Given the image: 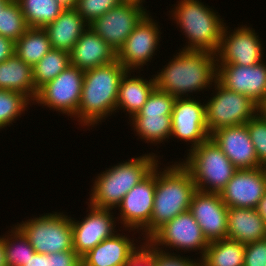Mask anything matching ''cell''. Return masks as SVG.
<instances>
[{"label":"cell","mask_w":266,"mask_h":266,"mask_svg":"<svg viewBox=\"0 0 266 266\" xmlns=\"http://www.w3.org/2000/svg\"><path fill=\"white\" fill-rule=\"evenodd\" d=\"M153 76L158 90L176 98L195 97L194 93L211 90L216 81V54L178 49L173 58Z\"/></svg>","instance_id":"1"},{"label":"cell","mask_w":266,"mask_h":266,"mask_svg":"<svg viewBox=\"0 0 266 266\" xmlns=\"http://www.w3.org/2000/svg\"><path fill=\"white\" fill-rule=\"evenodd\" d=\"M172 163V164H169ZM160 164V165H159ZM156 165V187L150 223L140 232L147 241L160 227L190 209L197 190L190 172L178 160ZM165 166L161 168L160 166Z\"/></svg>","instance_id":"2"},{"label":"cell","mask_w":266,"mask_h":266,"mask_svg":"<svg viewBox=\"0 0 266 266\" xmlns=\"http://www.w3.org/2000/svg\"><path fill=\"white\" fill-rule=\"evenodd\" d=\"M126 71L118 60L84 71L78 125L90 130L116 114L119 84Z\"/></svg>","instance_id":"3"},{"label":"cell","mask_w":266,"mask_h":266,"mask_svg":"<svg viewBox=\"0 0 266 266\" xmlns=\"http://www.w3.org/2000/svg\"><path fill=\"white\" fill-rule=\"evenodd\" d=\"M160 157L151 151L105 168L92 180L86 204L100 209H116L123 197L160 162Z\"/></svg>","instance_id":"4"},{"label":"cell","mask_w":266,"mask_h":266,"mask_svg":"<svg viewBox=\"0 0 266 266\" xmlns=\"http://www.w3.org/2000/svg\"><path fill=\"white\" fill-rule=\"evenodd\" d=\"M176 3L171 6L173 8L168 15L187 39L181 50L216 54L225 26L224 18L214 7L206 6L201 0H178Z\"/></svg>","instance_id":"5"},{"label":"cell","mask_w":266,"mask_h":266,"mask_svg":"<svg viewBox=\"0 0 266 266\" xmlns=\"http://www.w3.org/2000/svg\"><path fill=\"white\" fill-rule=\"evenodd\" d=\"M185 155L179 162L200 191L220 193L238 170L211 137Z\"/></svg>","instance_id":"6"},{"label":"cell","mask_w":266,"mask_h":266,"mask_svg":"<svg viewBox=\"0 0 266 266\" xmlns=\"http://www.w3.org/2000/svg\"><path fill=\"white\" fill-rule=\"evenodd\" d=\"M66 214L61 211L44 212L14 225L28 239L36 253L48 255L73 250L71 216Z\"/></svg>","instance_id":"7"},{"label":"cell","mask_w":266,"mask_h":266,"mask_svg":"<svg viewBox=\"0 0 266 266\" xmlns=\"http://www.w3.org/2000/svg\"><path fill=\"white\" fill-rule=\"evenodd\" d=\"M212 89L209 99H205L210 135L223 127L246 124L260 111V107L249 97L225 88L217 80Z\"/></svg>","instance_id":"8"},{"label":"cell","mask_w":266,"mask_h":266,"mask_svg":"<svg viewBox=\"0 0 266 266\" xmlns=\"http://www.w3.org/2000/svg\"><path fill=\"white\" fill-rule=\"evenodd\" d=\"M147 241L156 249L167 253L173 251V253L179 254L180 252L196 251L195 255H200L197 257L199 260L202 259L209 245L202 229L189 210L165 223Z\"/></svg>","instance_id":"9"},{"label":"cell","mask_w":266,"mask_h":266,"mask_svg":"<svg viewBox=\"0 0 266 266\" xmlns=\"http://www.w3.org/2000/svg\"><path fill=\"white\" fill-rule=\"evenodd\" d=\"M84 71L69 65L52 81L43 85L37 92L34 105L49 108L62 115L77 120L78 107L81 101Z\"/></svg>","instance_id":"10"},{"label":"cell","mask_w":266,"mask_h":266,"mask_svg":"<svg viewBox=\"0 0 266 266\" xmlns=\"http://www.w3.org/2000/svg\"><path fill=\"white\" fill-rule=\"evenodd\" d=\"M150 11L136 25L127 37L124 45L117 52V60L126 70L143 71L153 61L160 48L161 29L159 22L154 20Z\"/></svg>","instance_id":"11"},{"label":"cell","mask_w":266,"mask_h":266,"mask_svg":"<svg viewBox=\"0 0 266 266\" xmlns=\"http://www.w3.org/2000/svg\"><path fill=\"white\" fill-rule=\"evenodd\" d=\"M251 26L242 24L231 30L225 23L220 46L216 52L217 64L250 66L265 60L262 38Z\"/></svg>","instance_id":"12"},{"label":"cell","mask_w":266,"mask_h":266,"mask_svg":"<svg viewBox=\"0 0 266 266\" xmlns=\"http://www.w3.org/2000/svg\"><path fill=\"white\" fill-rule=\"evenodd\" d=\"M143 5L140 1L125 0L94 20L89 27L118 52L136 25L149 12Z\"/></svg>","instance_id":"13"},{"label":"cell","mask_w":266,"mask_h":266,"mask_svg":"<svg viewBox=\"0 0 266 266\" xmlns=\"http://www.w3.org/2000/svg\"><path fill=\"white\" fill-rule=\"evenodd\" d=\"M191 144L187 152L210 138L206 123L205 100L176 98L171 114V139Z\"/></svg>","instance_id":"14"},{"label":"cell","mask_w":266,"mask_h":266,"mask_svg":"<svg viewBox=\"0 0 266 266\" xmlns=\"http://www.w3.org/2000/svg\"><path fill=\"white\" fill-rule=\"evenodd\" d=\"M84 218L78 220L71 215L73 250L82 257L103 240L113 236L120 228L116 210L95 208L87 204ZM116 216V217H114ZM76 219V220H75Z\"/></svg>","instance_id":"15"},{"label":"cell","mask_w":266,"mask_h":266,"mask_svg":"<svg viewBox=\"0 0 266 266\" xmlns=\"http://www.w3.org/2000/svg\"><path fill=\"white\" fill-rule=\"evenodd\" d=\"M156 187V166L124 197L118 210V227L134 229L141 232L149 223L152 216ZM120 221V222H119Z\"/></svg>","instance_id":"16"},{"label":"cell","mask_w":266,"mask_h":266,"mask_svg":"<svg viewBox=\"0 0 266 266\" xmlns=\"http://www.w3.org/2000/svg\"><path fill=\"white\" fill-rule=\"evenodd\" d=\"M256 65L217 64L216 80L225 88L243 94L260 108L266 103V61Z\"/></svg>","instance_id":"17"},{"label":"cell","mask_w":266,"mask_h":266,"mask_svg":"<svg viewBox=\"0 0 266 266\" xmlns=\"http://www.w3.org/2000/svg\"><path fill=\"white\" fill-rule=\"evenodd\" d=\"M266 192V169H238L220 192L228 208H257Z\"/></svg>","instance_id":"18"},{"label":"cell","mask_w":266,"mask_h":266,"mask_svg":"<svg viewBox=\"0 0 266 266\" xmlns=\"http://www.w3.org/2000/svg\"><path fill=\"white\" fill-rule=\"evenodd\" d=\"M189 211L208 242L226 239L228 207L220 193L196 190Z\"/></svg>","instance_id":"19"},{"label":"cell","mask_w":266,"mask_h":266,"mask_svg":"<svg viewBox=\"0 0 266 266\" xmlns=\"http://www.w3.org/2000/svg\"><path fill=\"white\" fill-rule=\"evenodd\" d=\"M121 231L122 233H115L83 255L81 257L82 266H123L142 247L145 240L140 236L138 238L141 240L137 237H135L136 239L130 237L136 232L140 235L137 230L124 228ZM123 231L133 232V234L125 235Z\"/></svg>","instance_id":"20"},{"label":"cell","mask_w":266,"mask_h":266,"mask_svg":"<svg viewBox=\"0 0 266 266\" xmlns=\"http://www.w3.org/2000/svg\"><path fill=\"white\" fill-rule=\"evenodd\" d=\"M210 137L237 169L262 167L246 124L217 129Z\"/></svg>","instance_id":"21"},{"label":"cell","mask_w":266,"mask_h":266,"mask_svg":"<svg viewBox=\"0 0 266 266\" xmlns=\"http://www.w3.org/2000/svg\"><path fill=\"white\" fill-rule=\"evenodd\" d=\"M117 52L89 26L70 52V65L82 71L113 63Z\"/></svg>","instance_id":"22"},{"label":"cell","mask_w":266,"mask_h":266,"mask_svg":"<svg viewBox=\"0 0 266 266\" xmlns=\"http://www.w3.org/2000/svg\"><path fill=\"white\" fill-rule=\"evenodd\" d=\"M135 72L139 74L136 76L134 75ZM140 72L127 70L120 80L116 113L123 109L124 113L127 112L125 115L128 114V119H131L141 110L152 91L156 88L154 76L152 75L147 79L141 76Z\"/></svg>","instance_id":"23"},{"label":"cell","mask_w":266,"mask_h":266,"mask_svg":"<svg viewBox=\"0 0 266 266\" xmlns=\"http://www.w3.org/2000/svg\"><path fill=\"white\" fill-rule=\"evenodd\" d=\"M226 238L245 245L265 240V220L255 208H228Z\"/></svg>","instance_id":"24"},{"label":"cell","mask_w":266,"mask_h":266,"mask_svg":"<svg viewBox=\"0 0 266 266\" xmlns=\"http://www.w3.org/2000/svg\"><path fill=\"white\" fill-rule=\"evenodd\" d=\"M89 25L76 8L64 9L49 25L43 28L53 49L71 52L82 33Z\"/></svg>","instance_id":"25"},{"label":"cell","mask_w":266,"mask_h":266,"mask_svg":"<svg viewBox=\"0 0 266 266\" xmlns=\"http://www.w3.org/2000/svg\"><path fill=\"white\" fill-rule=\"evenodd\" d=\"M0 89L22 93L34 102L38 91L34 86L32 66L16 54L1 62Z\"/></svg>","instance_id":"26"},{"label":"cell","mask_w":266,"mask_h":266,"mask_svg":"<svg viewBox=\"0 0 266 266\" xmlns=\"http://www.w3.org/2000/svg\"><path fill=\"white\" fill-rule=\"evenodd\" d=\"M129 122L135 136L145 144L157 146L171 138V114H136Z\"/></svg>","instance_id":"27"},{"label":"cell","mask_w":266,"mask_h":266,"mask_svg":"<svg viewBox=\"0 0 266 266\" xmlns=\"http://www.w3.org/2000/svg\"><path fill=\"white\" fill-rule=\"evenodd\" d=\"M245 244L231 239L209 242L200 266H244Z\"/></svg>","instance_id":"28"},{"label":"cell","mask_w":266,"mask_h":266,"mask_svg":"<svg viewBox=\"0 0 266 266\" xmlns=\"http://www.w3.org/2000/svg\"><path fill=\"white\" fill-rule=\"evenodd\" d=\"M52 49L43 28H29L16 42L15 54L32 67Z\"/></svg>","instance_id":"29"},{"label":"cell","mask_w":266,"mask_h":266,"mask_svg":"<svg viewBox=\"0 0 266 266\" xmlns=\"http://www.w3.org/2000/svg\"><path fill=\"white\" fill-rule=\"evenodd\" d=\"M29 28H45L64 10L57 0H17Z\"/></svg>","instance_id":"30"},{"label":"cell","mask_w":266,"mask_h":266,"mask_svg":"<svg viewBox=\"0 0 266 266\" xmlns=\"http://www.w3.org/2000/svg\"><path fill=\"white\" fill-rule=\"evenodd\" d=\"M70 65V53L51 49L32 67L34 86L38 91L43 85L52 81Z\"/></svg>","instance_id":"31"},{"label":"cell","mask_w":266,"mask_h":266,"mask_svg":"<svg viewBox=\"0 0 266 266\" xmlns=\"http://www.w3.org/2000/svg\"><path fill=\"white\" fill-rule=\"evenodd\" d=\"M4 234V247L8 266H24L36 253L28 239L15 226Z\"/></svg>","instance_id":"32"},{"label":"cell","mask_w":266,"mask_h":266,"mask_svg":"<svg viewBox=\"0 0 266 266\" xmlns=\"http://www.w3.org/2000/svg\"><path fill=\"white\" fill-rule=\"evenodd\" d=\"M29 105L33 102L26 95L0 89V131L16 123L21 115L26 114Z\"/></svg>","instance_id":"33"},{"label":"cell","mask_w":266,"mask_h":266,"mask_svg":"<svg viewBox=\"0 0 266 266\" xmlns=\"http://www.w3.org/2000/svg\"><path fill=\"white\" fill-rule=\"evenodd\" d=\"M29 26L17 0H11L0 10V35L16 42Z\"/></svg>","instance_id":"34"},{"label":"cell","mask_w":266,"mask_h":266,"mask_svg":"<svg viewBox=\"0 0 266 266\" xmlns=\"http://www.w3.org/2000/svg\"><path fill=\"white\" fill-rule=\"evenodd\" d=\"M251 141L262 167L266 166V116L259 111L246 123Z\"/></svg>","instance_id":"35"},{"label":"cell","mask_w":266,"mask_h":266,"mask_svg":"<svg viewBox=\"0 0 266 266\" xmlns=\"http://www.w3.org/2000/svg\"><path fill=\"white\" fill-rule=\"evenodd\" d=\"M125 0H78L76 10L89 25Z\"/></svg>","instance_id":"36"},{"label":"cell","mask_w":266,"mask_h":266,"mask_svg":"<svg viewBox=\"0 0 266 266\" xmlns=\"http://www.w3.org/2000/svg\"><path fill=\"white\" fill-rule=\"evenodd\" d=\"M175 96L155 88L137 114H172Z\"/></svg>","instance_id":"37"},{"label":"cell","mask_w":266,"mask_h":266,"mask_svg":"<svg viewBox=\"0 0 266 266\" xmlns=\"http://www.w3.org/2000/svg\"><path fill=\"white\" fill-rule=\"evenodd\" d=\"M123 266H157V249L148 241Z\"/></svg>","instance_id":"38"},{"label":"cell","mask_w":266,"mask_h":266,"mask_svg":"<svg viewBox=\"0 0 266 266\" xmlns=\"http://www.w3.org/2000/svg\"><path fill=\"white\" fill-rule=\"evenodd\" d=\"M244 266H266V240L245 245Z\"/></svg>","instance_id":"39"},{"label":"cell","mask_w":266,"mask_h":266,"mask_svg":"<svg viewBox=\"0 0 266 266\" xmlns=\"http://www.w3.org/2000/svg\"><path fill=\"white\" fill-rule=\"evenodd\" d=\"M181 255V253H167L157 249V266H200L199 259Z\"/></svg>","instance_id":"40"},{"label":"cell","mask_w":266,"mask_h":266,"mask_svg":"<svg viewBox=\"0 0 266 266\" xmlns=\"http://www.w3.org/2000/svg\"><path fill=\"white\" fill-rule=\"evenodd\" d=\"M47 266H82V262L74 250H68L48 254Z\"/></svg>","instance_id":"41"},{"label":"cell","mask_w":266,"mask_h":266,"mask_svg":"<svg viewBox=\"0 0 266 266\" xmlns=\"http://www.w3.org/2000/svg\"><path fill=\"white\" fill-rule=\"evenodd\" d=\"M15 54V42L0 35V63Z\"/></svg>","instance_id":"42"},{"label":"cell","mask_w":266,"mask_h":266,"mask_svg":"<svg viewBox=\"0 0 266 266\" xmlns=\"http://www.w3.org/2000/svg\"><path fill=\"white\" fill-rule=\"evenodd\" d=\"M24 266H47V254L35 253Z\"/></svg>","instance_id":"43"},{"label":"cell","mask_w":266,"mask_h":266,"mask_svg":"<svg viewBox=\"0 0 266 266\" xmlns=\"http://www.w3.org/2000/svg\"><path fill=\"white\" fill-rule=\"evenodd\" d=\"M256 210L259 212V214L262 216L266 223V192L263 195L262 199L259 201Z\"/></svg>","instance_id":"44"},{"label":"cell","mask_w":266,"mask_h":266,"mask_svg":"<svg viewBox=\"0 0 266 266\" xmlns=\"http://www.w3.org/2000/svg\"><path fill=\"white\" fill-rule=\"evenodd\" d=\"M0 266H8L4 247V235L0 236Z\"/></svg>","instance_id":"45"},{"label":"cell","mask_w":266,"mask_h":266,"mask_svg":"<svg viewBox=\"0 0 266 266\" xmlns=\"http://www.w3.org/2000/svg\"><path fill=\"white\" fill-rule=\"evenodd\" d=\"M78 0H57L64 9L76 8Z\"/></svg>","instance_id":"46"},{"label":"cell","mask_w":266,"mask_h":266,"mask_svg":"<svg viewBox=\"0 0 266 266\" xmlns=\"http://www.w3.org/2000/svg\"><path fill=\"white\" fill-rule=\"evenodd\" d=\"M11 0H0V10H2Z\"/></svg>","instance_id":"47"},{"label":"cell","mask_w":266,"mask_h":266,"mask_svg":"<svg viewBox=\"0 0 266 266\" xmlns=\"http://www.w3.org/2000/svg\"><path fill=\"white\" fill-rule=\"evenodd\" d=\"M260 111H266V103H265L264 106H262V107L260 108Z\"/></svg>","instance_id":"48"},{"label":"cell","mask_w":266,"mask_h":266,"mask_svg":"<svg viewBox=\"0 0 266 266\" xmlns=\"http://www.w3.org/2000/svg\"><path fill=\"white\" fill-rule=\"evenodd\" d=\"M135 1H140V2H143V3H147L145 0H135Z\"/></svg>","instance_id":"49"}]
</instances>
